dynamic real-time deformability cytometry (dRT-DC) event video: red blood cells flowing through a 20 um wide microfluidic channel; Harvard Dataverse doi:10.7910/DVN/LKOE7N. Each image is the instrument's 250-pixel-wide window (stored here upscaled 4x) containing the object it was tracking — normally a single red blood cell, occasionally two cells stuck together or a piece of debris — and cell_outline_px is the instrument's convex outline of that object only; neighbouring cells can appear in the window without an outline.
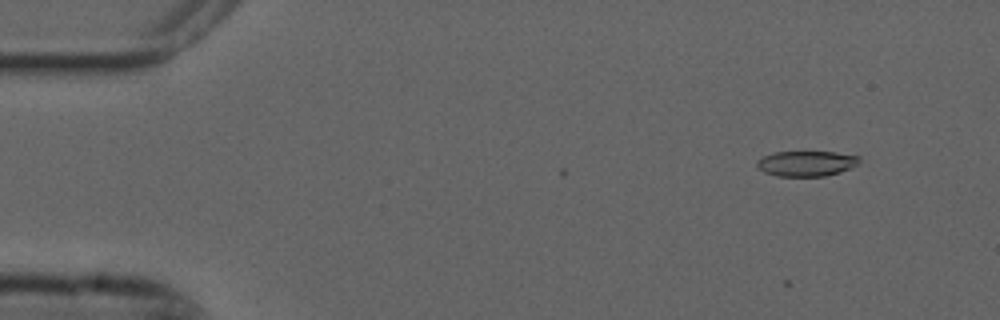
{"species": "common noctule bat (a hibernating species)", "species_latin": "Nyctalus noctula", "temperature_condition": "cold", "stored_images_in_passage": 11, "camera_frame_rate_fps": 3000, "um_per_image_px": 0.085, "animal": {"sex": "male", "forearm_length_mm": 52.5}, "frame": {"image": 1, "passage_image": 6, "time_ms": 1.667, "image_size_px": [1000, 320], "cell_outline_px": [[860, 160], [852, 168], [840, 172], [824, 176], [776, 176], [764, 172], [756, 164], [756, 160], [772, 152], [836, 152], [860, 156]], "centroid_in_image_um": [68.54, 13.89], "position_along_channel_um": 16.5, "area_um2": 15.14}}